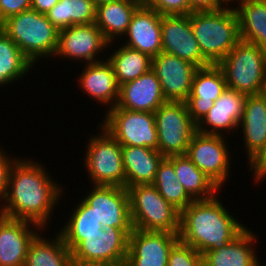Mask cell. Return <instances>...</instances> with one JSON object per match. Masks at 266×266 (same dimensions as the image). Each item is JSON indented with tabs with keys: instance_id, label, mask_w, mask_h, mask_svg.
Here are the masks:
<instances>
[{
	"instance_id": "8",
	"label": "cell",
	"mask_w": 266,
	"mask_h": 266,
	"mask_svg": "<svg viewBox=\"0 0 266 266\" xmlns=\"http://www.w3.org/2000/svg\"><path fill=\"white\" fill-rule=\"evenodd\" d=\"M158 152L164 157L186 155L190 141L197 132L186 102L167 101L155 112Z\"/></svg>"
},
{
	"instance_id": "31",
	"label": "cell",
	"mask_w": 266,
	"mask_h": 266,
	"mask_svg": "<svg viewBox=\"0 0 266 266\" xmlns=\"http://www.w3.org/2000/svg\"><path fill=\"white\" fill-rule=\"evenodd\" d=\"M119 47V48H118ZM116 47L107 60L112 64L117 84L123 85L133 81L152 67V58L124 44Z\"/></svg>"
},
{
	"instance_id": "11",
	"label": "cell",
	"mask_w": 266,
	"mask_h": 266,
	"mask_svg": "<svg viewBox=\"0 0 266 266\" xmlns=\"http://www.w3.org/2000/svg\"><path fill=\"white\" fill-rule=\"evenodd\" d=\"M128 237L122 229L103 227L100 233L82 235V242L72 251V256L84 262L124 266L128 252Z\"/></svg>"
},
{
	"instance_id": "39",
	"label": "cell",
	"mask_w": 266,
	"mask_h": 266,
	"mask_svg": "<svg viewBox=\"0 0 266 266\" xmlns=\"http://www.w3.org/2000/svg\"><path fill=\"white\" fill-rule=\"evenodd\" d=\"M31 0H0V24L8 17L29 10Z\"/></svg>"
},
{
	"instance_id": "17",
	"label": "cell",
	"mask_w": 266,
	"mask_h": 266,
	"mask_svg": "<svg viewBox=\"0 0 266 266\" xmlns=\"http://www.w3.org/2000/svg\"><path fill=\"white\" fill-rule=\"evenodd\" d=\"M227 88L226 79L218 65L198 68L192 79L191 92L185 101L192 120L198 124L214 102Z\"/></svg>"
},
{
	"instance_id": "35",
	"label": "cell",
	"mask_w": 266,
	"mask_h": 266,
	"mask_svg": "<svg viewBox=\"0 0 266 266\" xmlns=\"http://www.w3.org/2000/svg\"><path fill=\"white\" fill-rule=\"evenodd\" d=\"M168 266H203V255L179 240L170 250Z\"/></svg>"
},
{
	"instance_id": "13",
	"label": "cell",
	"mask_w": 266,
	"mask_h": 266,
	"mask_svg": "<svg viewBox=\"0 0 266 266\" xmlns=\"http://www.w3.org/2000/svg\"><path fill=\"white\" fill-rule=\"evenodd\" d=\"M109 46V42L95 23L74 25L59 30L58 44L53 58L58 57L63 60L68 58L73 62L77 60L85 64L95 63L102 61L99 54Z\"/></svg>"
},
{
	"instance_id": "24",
	"label": "cell",
	"mask_w": 266,
	"mask_h": 266,
	"mask_svg": "<svg viewBox=\"0 0 266 266\" xmlns=\"http://www.w3.org/2000/svg\"><path fill=\"white\" fill-rule=\"evenodd\" d=\"M241 126V127H240ZM243 147L249 161L266 141V94L246 96L242 119Z\"/></svg>"
},
{
	"instance_id": "2",
	"label": "cell",
	"mask_w": 266,
	"mask_h": 266,
	"mask_svg": "<svg viewBox=\"0 0 266 266\" xmlns=\"http://www.w3.org/2000/svg\"><path fill=\"white\" fill-rule=\"evenodd\" d=\"M217 196L194 200L180 212L179 240L200 254L224 247L246 228Z\"/></svg>"
},
{
	"instance_id": "7",
	"label": "cell",
	"mask_w": 266,
	"mask_h": 266,
	"mask_svg": "<svg viewBox=\"0 0 266 266\" xmlns=\"http://www.w3.org/2000/svg\"><path fill=\"white\" fill-rule=\"evenodd\" d=\"M99 127L100 124L97 135L89 136L83 159L91 186L125 187L122 145L104 127Z\"/></svg>"
},
{
	"instance_id": "20",
	"label": "cell",
	"mask_w": 266,
	"mask_h": 266,
	"mask_svg": "<svg viewBox=\"0 0 266 266\" xmlns=\"http://www.w3.org/2000/svg\"><path fill=\"white\" fill-rule=\"evenodd\" d=\"M161 17L156 10L142 3L131 17L124 45L151 58L157 56L162 52Z\"/></svg>"
},
{
	"instance_id": "6",
	"label": "cell",
	"mask_w": 266,
	"mask_h": 266,
	"mask_svg": "<svg viewBox=\"0 0 266 266\" xmlns=\"http://www.w3.org/2000/svg\"><path fill=\"white\" fill-rule=\"evenodd\" d=\"M134 229L178 233L180 211L166 201L153 184L127 188Z\"/></svg>"
},
{
	"instance_id": "19",
	"label": "cell",
	"mask_w": 266,
	"mask_h": 266,
	"mask_svg": "<svg viewBox=\"0 0 266 266\" xmlns=\"http://www.w3.org/2000/svg\"><path fill=\"white\" fill-rule=\"evenodd\" d=\"M245 99V94L227 87L197 124V132L224 136L235 131L234 129L237 131L242 119Z\"/></svg>"
},
{
	"instance_id": "30",
	"label": "cell",
	"mask_w": 266,
	"mask_h": 266,
	"mask_svg": "<svg viewBox=\"0 0 266 266\" xmlns=\"http://www.w3.org/2000/svg\"><path fill=\"white\" fill-rule=\"evenodd\" d=\"M97 6L92 0H59L46 14L58 29L95 23Z\"/></svg>"
},
{
	"instance_id": "5",
	"label": "cell",
	"mask_w": 266,
	"mask_h": 266,
	"mask_svg": "<svg viewBox=\"0 0 266 266\" xmlns=\"http://www.w3.org/2000/svg\"><path fill=\"white\" fill-rule=\"evenodd\" d=\"M223 71L226 86L239 93L258 95L266 86V50L240 40L217 64Z\"/></svg>"
},
{
	"instance_id": "41",
	"label": "cell",
	"mask_w": 266,
	"mask_h": 266,
	"mask_svg": "<svg viewBox=\"0 0 266 266\" xmlns=\"http://www.w3.org/2000/svg\"><path fill=\"white\" fill-rule=\"evenodd\" d=\"M58 2L59 0H31L30 9L35 10L41 14H47L48 11Z\"/></svg>"
},
{
	"instance_id": "23",
	"label": "cell",
	"mask_w": 266,
	"mask_h": 266,
	"mask_svg": "<svg viewBox=\"0 0 266 266\" xmlns=\"http://www.w3.org/2000/svg\"><path fill=\"white\" fill-rule=\"evenodd\" d=\"M246 227L231 242L203 253V266H261L254 247L258 237Z\"/></svg>"
},
{
	"instance_id": "16",
	"label": "cell",
	"mask_w": 266,
	"mask_h": 266,
	"mask_svg": "<svg viewBox=\"0 0 266 266\" xmlns=\"http://www.w3.org/2000/svg\"><path fill=\"white\" fill-rule=\"evenodd\" d=\"M151 69L160 82L166 101L185 102L188 99L198 69L196 65L162 51L152 58Z\"/></svg>"
},
{
	"instance_id": "26",
	"label": "cell",
	"mask_w": 266,
	"mask_h": 266,
	"mask_svg": "<svg viewBox=\"0 0 266 266\" xmlns=\"http://www.w3.org/2000/svg\"><path fill=\"white\" fill-rule=\"evenodd\" d=\"M141 4L142 0H115L97 6L95 24L109 45L124 37L133 13Z\"/></svg>"
},
{
	"instance_id": "29",
	"label": "cell",
	"mask_w": 266,
	"mask_h": 266,
	"mask_svg": "<svg viewBox=\"0 0 266 266\" xmlns=\"http://www.w3.org/2000/svg\"><path fill=\"white\" fill-rule=\"evenodd\" d=\"M37 234L31 241L24 266H68L72 252L59 232L50 241Z\"/></svg>"
},
{
	"instance_id": "3",
	"label": "cell",
	"mask_w": 266,
	"mask_h": 266,
	"mask_svg": "<svg viewBox=\"0 0 266 266\" xmlns=\"http://www.w3.org/2000/svg\"><path fill=\"white\" fill-rule=\"evenodd\" d=\"M190 21L201 54L211 65H217L241 40L238 17L232 6L193 12Z\"/></svg>"
},
{
	"instance_id": "33",
	"label": "cell",
	"mask_w": 266,
	"mask_h": 266,
	"mask_svg": "<svg viewBox=\"0 0 266 266\" xmlns=\"http://www.w3.org/2000/svg\"><path fill=\"white\" fill-rule=\"evenodd\" d=\"M33 67L18 45L0 28V87L21 80Z\"/></svg>"
},
{
	"instance_id": "9",
	"label": "cell",
	"mask_w": 266,
	"mask_h": 266,
	"mask_svg": "<svg viewBox=\"0 0 266 266\" xmlns=\"http://www.w3.org/2000/svg\"><path fill=\"white\" fill-rule=\"evenodd\" d=\"M100 126L122 146H140L158 150L154 113L130 111L115 106L104 112Z\"/></svg>"
},
{
	"instance_id": "36",
	"label": "cell",
	"mask_w": 266,
	"mask_h": 266,
	"mask_svg": "<svg viewBox=\"0 0 266 266\" xmlns=\"http://www.w3.org/2000/svg\"><path fill=\"white\" fill-rule=\"evenodd\" d=\"M142 3L160 15L191 14L189 0H142Z\"/></svg>"
},
{
	"instance_id": "1",
	"label": "cell",
	"mask_w": 266,
	"mask_h": 266,
	"mask_svg": "<svg viewBox=\"0 0 266 266\" xmlns=\"http://www.w3.org/2000/svg\"><path fill=\"white\" fill-rule=\"evenodd\" d=\"M47 171L44 164L18 157L10 170L0 215L27 220L46 230L55 206L64 195L62 186L53 181Z\"/></svg>"
},
{
	"instance_id": "14",
	"label": "cell",
	"mask_w": 266,
	"mask_h": 266,
	"mask_svg": "<svg viewBox=\"0 0 266 266\" xmlns=\"http://www.w3.org/2000/svg\"><path fill=\"white\" fill-rule=\"evenodd\" d=\"M178 241V233L133 228L124 266H168L170 250Z\"/></svg>"
},
{
	"instance_id": "21",
	"label": "cell",
	"mask_w": 266,
	"mask_h": 266,
	"mask_svg": "<svg viewBox=\"0 0 266 266\" xmlns=\"http://www.w3.org/2000/svg\"><path fill=\"white\" fill-rule=\"evenodd\" d=\"M160 82L150 69L133 81L119 86V98L116 106L130 111L154 113L166 103Z\"/></svg>"
},
{
	"instance_id": "37",
	"label": "cell",
	"mask_w": 266,
	"mask_h": 266,
	"mask_svg": "<svg viewBox=\"0 0 266 266\" xmlns=\"http://www.w3.org/2000/svg\"><path fill=\"white\" fill-rule=\"evenodd\" d=\"M247 162L248 168L250 167L249 170L253 173L252 176H254L253 179L256 184L264 181L266 179V141L257 153Z\"/></svg>"
},
{
	"instance_id": "40",
	"label": "cell",
	"mask_w": 266,
	"mask_h": 266,
	"mask_svg": "<svg viewBox=\"0 0 266 266\" xmlns=\"http://www.w3.org/2000/svg\"><path fill=\"white\" fill-rule=\"evenodd\" d=\"M191 13L217 11L227 7L222 0H189Z\"/></svg>"
},
{
	"instance_id": "32",
	"label": "cell",
	"mask_w": 266,
	"mask_h": 266,
	"mask_svg": "<svg viewBox=\"0 0 266 266\" xmlns=\"http://www.w3.org/2000/svg\"><path fill=\"white\" fill-rule=\"evenodd\" d=\"M74 206L69 215L68 222L60 229L64 243L72 252L81 242L82 235H93L100 233L102 226L97 220L92 208L83 200Z\"/></svg>"
},
{
	"instance_id": "38",
	"label": "cell",
	"mask_w": 266,
	"mask_h": 266,
	"mask_svg": "<svg viewBox=\"0 0 266 266\" xmlns=\"http://www.w3.org/2000/svg\"><path fill=\"white\" fill-rule=\"evenodd\" d=\"M0 147V201L5 197L8 190L10 170L14 162L18 159Z\"/></svg>"
},
{
	"instance_id": "34",
	"label": "cell",
	"mask_w": 266,
	"mask_h": 266,
	"mask_svg": "<svg viewBox=\"0 0 266 266\" xmlns=\"http://www.w3.org/2000/svg\"><path fill=\"white\" fill-rule=\"evenodd\" d=\"M153 185L159 194L180 212L194 201L179 183L174 165L168 158L160 162Z\"/></svg>"
},
{
	"instance_id": "18",
	"label": "cell",
	"mask_w": 266,
	"mask_h": 266,
	"mask_svg": "<svg viewBox=\"0 0 266 266\" xmlns=\"http://www.w3.org/2000/svg\"><path fill=\"white\" fill-rule=\"evenodd\" d=\"M42 230L33 222L0 215V266H24L28 247Z\"/></svg>"
},
{
	"instance_id": "10",
	"label": "cell",
	"mask_w": 266,
	"mask_h": 266,
	"mask_svg": "<svg viewBox=\"0 0 266 266\" xmlns=\"http://www.w3.org/2000/svg\"><path fill=\"white\" fill-rule=\"evenodd\" d=\"M227 136L196 132L186 155L220 189L228 182L232 155L226 142Z\"/></svg>"
},
{
	"instance_id": "12",
	"label": "cell",
	"mask_w": 266,
	"mask_h": 266,
	"mask_svg": "<svg viewBox=\"0 0 266 266\" xmlns=\"http://www.w3.org/2000/svg\"><path fill=\"white\" fill-rule=\"evenodd\" d=\"M83 200L92 208L103 227L122 229L128 236L133 230L127 188L119 186L92 185Z\"/></svg>"
},
{
	"instance_id": "27",
	"label": "cell",
	"mask_w": 266,
	"mask_h": 266,
	"mask_svg": "<svg viewBox=\"0 0 266 266\" xmlns=\"http://www.w3.org/2000/svg\"><path fill=\"white\" fill-rule=\"evenodd\" d=\"M233 7L240 39L266 50V0H242Z\"/></svg>"
},
{
	"instance_id": "44",
	"label": "cell",
	"mask_w": 266,
	"mask_h": 266,
	"mask_svg": "<svg viewBox=\"0 0 266 266\" xmlns=\"http://www.w3.org/2000/svg\"><path fill=\"white\" fill-rule=\"evenodd\" d=\"M94 2V4L96 6L100 5V4H103V3H107V2H110V1H115V0H92Z\"/></svg>"
},
{
	"instance_id": "42",
	"label": "cell",
	"mask_w": 266,
	"mask_h": 266,
	"mask_svg": "<svg viewBox=\"0 0 266 266\" xmlns=\"http://www.w3.org/2000/svg\"><path fill=\"white\" fill-rule=\"evenodd\" d=\"M68 266H108L107 264H99L92 262H84L78 259H75L73 256L71 257Z\"/></svg>"
},
{
	"instance_id": "4",
	"label": "cell",
	"mask_w": 266,
	"mask_h": 266,
	"mask_svg": "<svg viewBox=\"0 0 266 266\" xmlns=\"http://www.w3.org/2000/svg\"><path fill=\"white\" fill-rule=\"evenodd\" d=\"M0 28L33 65L42 58H53L59 30L47 19L46 14L29 9L8 17L0 24Z\"/></svg>"
},
{
	"instance_id": "15",
	"label": "cell",
	"mask_w": 266,
	"mask_h": 266,
	"mask_svg": "<svg viewBox=\"0 0 266 266\" xmlns=\"http://www.w3.org/2000/svg\"><path fill=\"white\" fill-rule=\"evenodd\" d=\"M162 51L187 60L198 68L211 65L201 54L189 15H162Z\"/></svg>"
},
{
	"instance_id": "43",
	"label": "cell",
	"mask_w": 266,
	"mask_h": 266,
	"mask_svg": "<svg viewBox=\"0 0 266 266\" xmlns=\"http://www.w3.org/2000/svg\"><path fill=\"white\" fill-rule=\"evenodd\" d=\"M227 6H232V4H236L237 2H240L242 0H222ZM234 2V3H233Z\"/></svg>"
},
{
	"instance_id": "28",
	"label": "cell",
	"mask_w": 266,
	"mask_h": 266,
	"mask_svg": "<svg viewBox=\"0 0 266 266\" xmlns=\"http://www.w3.org/2000/svg\"><path fill=\"white\" fill-rule=\"evenodd\" d=\"M179 183L193 200H207L219 193L220 188L188 158L170 156ZM219 190V191H218Z\"/></svg>"
},
{
	"instance_id": "22",
	"label": "cell",
	"mask_w": 266,
	"mask_h": 266,
	"mask_svg": "<svg viewBox=\"0 0 266 266\" xmlns=\"http://www.w3.org/2000/svg\"><path fill=\"white\" fill-rule=\"evenodd\" d=\"M79 75L78 84L90 99L93 98V101L99 102L101 106H109L108 110L116 106L119 98V85L113 66L107 58L85 64V68Z\"/></svg>"
},
{
	"instance_id": "25",
	"label": "cell",
	"mask_w": 266,
	"mask_h": 266,
	"mask_svg": "<svg viewBox=\"0 0 266 266\" xmlns=\"http://www.w3.org/2000/svg\"><path fill=\"white\" fill-rule=\"evenodd\" d=\"M163 159L158 150L140 146H122L125 188L153 184L158 166Z\"/></svg>"
}]
</instances>
